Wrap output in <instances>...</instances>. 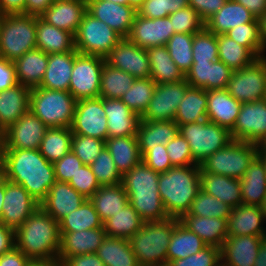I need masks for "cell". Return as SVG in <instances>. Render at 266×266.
Returning a JSON list of instances; mask_svg holds the SVG:
<instances>
[{"label": "cell", "mask_w": 266, "mask_h": 266, "mask_svg": "<svg viewBox=\"0 0 266 266\" xmlns=\"http://www.w3.org/2000/svg\"><path fill=\"white\" fill-rule=\"evenodd\" d=\"M1 172L41 203L56 182L54 164L39 149H2Z\"/></svg>", "instance_id": "obj_1"}, {"label": "cell", "mask_w": 266, "mask_h": 266, "mask_svg": "<svg viewBox=\"0 0 266 266\" xmlns=\"http://www.w3.org/2000/svg\"><path fill=\"white\" fill-rule=\"evenodd\" d=\"M60 245L59 222L41 207L15 231V246L32 262L57 264Z\"/></svg>", "instance_id": "obj_2"}, {"label": "cell", "mask_w": 266, "mask_h": 266, "mask_svg": "<svg viewBox=\"0 0 266 266\" xmlns=\"http://www.w3.org/2000/svg\"><path fill=\"white\" fill-rule=\"evenodd\" d=\"M159 174L141 161L122 175L121 184L129 203L143 221H162L169 218L159 195Z\"/></svg>", "instance_id": "obj_3"}, {"label": "cell", "mask_w": 266, "mask_h": 266, "mask_svg": "<svg viewBox=\"0 0 266 266\" xmlns=\"http://www.w3.org/2000/svg\"><path fill=\"white\" fill-rule=\"evenodd\" d=\"M200 165L176 166L159 174L158 190L169 217L188 213L200 191Z\"/></svg>", "instance_id": "obj_4"}, {"label": "cell", "mask_w": 266, "mask_h": 266, "mask_svg": "<svg viewBox=\"0 0 266 266\" xmlns=\"http://www.w3.org/2000/svg\"><path fill=\"white\" fill-rule=\"evenodd\" d=\"M178 218L144 221L129 240L141 266H167L168 245Z\"/></svg>", "instance_id": "obj_5"}, {"label": "cell", "mask_w": 266, "mask_h": 266, "mask_svg": "<svg viewBox=\"0 0 266 266\" xmlns=\"http://www.w3.org/2000/svg\"><path fill=\"white\" fill-rule=\"evenodd\" d=\"M77 101L69 91L31 89L29 110L48 128H71Z\"/></svg>", "instance_id": "obj_6"}, {"label": "cell", "mask_w": 266, "mask_h": 266, "mask_svg": "<svg viewBox=\"0 0 266 266\" xmlns=\"http://www.w3.org/2000/svg\"><path fill=\"white\" fill-rule=\"evenodd\" d=\"M37 17L24 13L3 16L0 30V57L14 62L27 51L37 48Z\"/></svg>", "instance_id": "obj_7"}, {"label": "cell", "mask_w": 266, "mask_h": 266, "mask_svg": "<svg viewBox=\"0 0 266 266\" xmlns=\"http://www.w3.org/2000/svg\"><path fill=\"white\" fill-rule=\"evenodd\" d=\"M257 155L256 144L231 140L200 164V172L220 174L240 180Z\"/></svg>", "instance_id": "obj_8"}, {"label": "cell", "mask_w": 266, "mask_h": 266, "mask_svg": "<svg viewBox=\"0 0 266 266\" xmlns=\"http://www.w3.org/2000/svg\"><path fill=\"white\" fill-rule=\"evenodd\" d=\"M178 133L190 145L193 162L200 165L210 155L231 142L230 131L208 119L178 125Z\"/></svg>", "instance_id": "obj_9"}, {"label": "cell", "mask_w": 266, "mask_h": 266, "mask_svg": "<svg viewBox=\"0 0 266 266\" xmlns=\"http://www.w3.org/2000/svg\"><path fill=\"white\" fill-rule=\"evenodd\" d=\"M75 49L78 53L106 58L123 39L115 30L101 20L85 12L75 34Z\"/></svg>", "instance_id": "obj_10"}, {"label": "cell", "mask_w": 266, "mask_h": 266, "mask_svg": "<svg viewBox=\"0 0 266 266\" xmlns=\"http://www.w3.org/2000/svg\"><path fill=\"white\" fill-rule=\"evenodd\" d=\"M105 59L77 53L70 78L69 92L76 101L100 97L102 69Z\"/></svg>", "instance_id": "obj_11"}, {"label": "cell", "mask_w": 266, "mask_h": 266, "mask_svg": "<svg viewBox=\"0 0 266 266\" xmlns=\"http://www.w3.org/2000/svg\"><path fill=\"white\" fill-rule=\"evenodd\" d=\"M226 90L241 103L265 99L266 56L248 67L233 71Z\"/></svg>", "instance_id": "obj_12"}, {"label": "cell", "mask_w": 266, "mask_h": 266, "mask_svg": "<svg viewBox=\"0 0 266 266\" xmlns=\"http://www.w3.org/2000/svg\"><path fill=\"white\" fill-rule=\"evenodd\" d=\"M190 85L186 80L157 84L147 109L140 120L174 121L179 103Z\"/></svg>", "instance_id": "obj_13"}, {"label": "cell", "mask_w": 266, "mask_h": 266, "mask_svg": "<svg viewBox=\"0 0 266 266\" xmlns=\"http://www.w3.org/2000/svg\"><path fill=\"white\" fill-rule=\"evenodd\" d=\"M71 130L73 134L106 141L108 127L103 99L99 97L77 101Z\"/></svg>", "instance_id": "obj_14"}, {"label": "cell", "mask_w": 266, "mask_h": 266, "mask_svg": "<svg viewBox=\"0 0 266 266\" xmlns=\"http://www.w3.org/2000/svg\"><path fill=\"white\" fill-rule=\"evenodd\" d=\"M39 207L40 203L23 186L5 178L2 224L16 231Z\"/></svg>", "instance_id": "obj_15"}, {"label": "cell", "mask_w": 266, "mask_h": 266, "mask_svg": "<svg viewBox=\"0 0 266 266\" xmlns=\"http://www.w3.org/2000/svg\"><path fill=\"white\" fill-rule=\"evenodd\" d=\"M48 127L30 110L2 133V149H39Z\"/></svg>", "instance_id": "obj_16"}, {"label": "cell", "mask_w": 266, "mask_h": 266, "mask_svg": "<svg viewBox=\"0 0 266 266\" xmlns=\"http://www.w3.org/2000/svg\"><path fill=\"white\" fill-rule=\"evenodd\" d=\"M230 134L232 140L257 144L266 135V100L242 103Z\"/></svg>", "instance_id": "obj_17"}, {"label": "cell", "mask_w": 266, "mask_h": 266, "mask_svg": "<svg viewBox=\"0 0 266 266\" xmlns=\"http://www.w3.org/2000/svg\"><path fill=\"white\" fill-rule=\"evenodd\" d=\"M111 67L125 71L134 78H150V62L146 49L123 38L105 58Z\"/></svg>", "instance_id": "obj_18"}, {"label": "cell", "mask_w": 266, "mask_h": 266, "mask_svg": "<svg viewBox=\"0 0 266 266\" xmlns=\"http://www.w3.org/2000/svg\"><path fill=\"white\" fill-rule=\"evenodd\" d=\"M173 34L169 17L151 19L136 14L126 38L139 47L148 49L166 45Z\"/></svg>", "instance_id": "obj_19"}, {"label": "cell", "mask_w": 266, "mask_h": 266, "mask_svg": "<svg viewBox=\"0 0 266 266\" xmlns=\"http://www.w3.org/2000/svg\"><path fill=\"white\" fill-rule=\"evenodd\" d=\"M87 11L115 30L123 38L130 33L137 10L130 5H121L105 0H86Z\"/></svg>", "instance_id": "obj_20"}, {"label": "cell", "mask_w": 266, "mask_h": 266, "mask_svg": "<svg viewBox=\"0 0 266 266\" xmlns=\"http://www.w3.org/2000/svg\"><path fill=\"white\" fill-rule=\"evenodd\" d=\"M86 11V0H54L39 17L47 24L68 31L75 36Z\"/></svg>", "instance_id": "obj_21"}, {"label": "cell", "mask_w": 266, "mask_h": 266, "mask_svg": "<svg viewBox=\"0 0 266 266\" xmlns=\"http://www.w3.org/2000/svg\"><path fill=\"white\" fill-rule=\"evenodd\" d=\"M61 245L57 264H62L68 257L96 253L106 237L104 226L96 229L74 232H60Z\"/></svg>", "instance_id": "obj_22"}, {"label": "cell", "mask_w": 266, "mask_h": 266, "mask_svg": "<svg viewBox=\"0 0 266 266\" xmlns=\"http://www.w3.org/2000/svg\"><path fill=\"white\" fill-rule=\"evenodd\" d=\"M266 237L253 235L227 237L221 250V261L226 266H254L261 243Z\"/></svg>", "instance_id": "obj_23"}, {"label": "cell", "mask_w": 266, "mask_h": 266, "mask_svg": "<svg viewBox=\"0 0 266 266\" xmlns=\"http://www.w3.org/2000/svg\"><path fill=\"white\" fill-rule=\"evenodd\" d=\"M86 199L68 182L56 181L40 203V207L60 222L66 215L78 209Z\"/></svg>", "instance_id": "obj_24"}, {"label": "cell", "mask_w": 266, "mask_h": 266, "mask_svg": "<svg viewBox=\"0 0 266 266\" xmlns=\"http://www.w3.org/2000/svg\"><path fill=\"white\" fill-rule=\"evenodd\" d=\"M264 222L266 223V220L260 206L240 204L231 209L227 219V235L266 237Z\"/></svg>", "instance_id": "obj_25"}, {"label": "cell", "mask_w": 266, "mask_h": 266, "mask_svg": "<svg viewBox=\"0 0 266 266\" xmlns=\"http://www.w3.org/2000/svg\"><path fill=\"white\" fill-rule=\"evenodd\" d=\"M102 99L107 117L108 138L136 135L140 117L121 99Z\"/></svg>", "instance_id": "obj_26"}, {"label": "cell", "mask_w": 266, "mask_h": 266, "mask_svg": "<svg viewBox=\"0 0 266 266\" xmlns=\"http://www.w3.org/2000/svg\"><path fill=\"white\" fill-rule=\"evenodd\" d=\"M241 104L226 89L208 90L207 119L231 131L235 126Z\"/></svg>", "instance_id": "obj_27"}, {"label": "cell", "mask_w": 266, "mask_h": 266, "mask_svg": "<svg viewBox=\"0 0 266 266\" xmlns=\"http://www.w3.org/2000/svg\"><path fill=\"white\" fill-rule=\"evenodd\" d=\"M31 88L17 84L0 91V134L29 110Z\"/></svg>", "instance_id": "obj_28"}, {"label": "cell", "mask_w": 266, "mask_h": 266, "mask_svg": "<svg viewBox=\"0 0 266 266\" xmlns=\"http://www.w3.org/2000/svg\"><path fill=\"white\" fill-rule=\"evenodd\" d=\"M258 19L243 5L234 0H227L225 4L205 22V28L216 34L225 35L230 29Z\"/></svg>", "instance_id": "obj_29"}, {"label": "cell", "mask_w": 266, "mask_h": 266, "mask_svg": "<svg viewBox=\"0 0 266 266\" xmlns=\"http://www.w3.org/2000/svg\"><path fill=\"white\" fill-rule=\"evenodd\" d=\"M200 187L202 191L224 202L230 208L243 204L239 179L200 172Z\"/></svg>", "instance_id": "obj_30"}, {"label": "cell", "mask_w": 266, "mask_h": 266, "mask_svg": "<svg viewBox=\"0 0 266 266\" xmlns=\"http://www.w3.org/2000/svg\"><path fill=\"white\" fill-rule=\"evenodd\" d=\"M77 50L48 54V65L39 87L51 90L69 91L70 78Z\"/></svg>", "instance_id": "obj_31"}, {"label": "cell", "mask_w": 266, "mask_h": 266, "mask_svg": "<svg viewBox=\"0 0 266 266\" xmlns=\"http://www.w3.org/2000/svg\"><path fill=\"white\" fill-rule=\"evenodd\" d=\"M243 204L260 206L266 197L265 158L257 155L240 179Z\"/></svg>", "instance_id": "obj_32"}, {"label": "cell", "mask_w": 266, "mask_h": 266, "mask_svg": "<svg viewBox=\"0 0 266 266\" xmlns=\"http://www.w3.org/2000/svg\"><path fill=\"white\" fill-rule=\"evenodd\" d=\"M18 83L29 88L39 87L44 78L48 54L35 48L14 61Z\"/></svg>", "instance_id": "obj_33"}, {"label": "cell", "mask_w": 266, "mask_h": 266, "mask_svg": "<svg viewBox=\"0 0 266 266\" xmlns=\"http://www.w3.org/2000/svg\"><path fill=\"white\" fill-rule=\"evenodd\" d=\"M177 134L178 124L175 121L140 120L136 137L141 156L156 145H166Z\"/></svg>", "instance_id": "obj_34"}, {"label": "cell", "mask_w": 266, "mask_h": 266, "mask_svg": "<svg viewBox=\"0 0 266 266\" xmlns=\"http://www.w3.org/2000/svg\"><path fill=\"white\" fill-rule=\"evenodd\" d=\"M179 221L199 236L207 246L222 247L227 235V219L183 215Z\"/></svg>", "instance_id": "obj_35"}, {"label": "cell", "mask_w": 266, "mask_h": 266, "mask_svg": "<svg viewBox=\"0 0 266 266\" xmlns=\"http://www.w3.org/2000/svg\"><path fill=\"white\" fill-rule=\"evenodd\" d=\"M36 44L37 48L46 54L76 50L75 37L72 33L47 24L40 17H37Z\"/></svg>", "instance_id": "obj_36"}, {"label": "cell", "mask_w": 266, "mask_h": 266, "mask_svg": "<svg viewBox=\"0 0 266 266\" xmlns=\"http://www.w3.org/2000/svg\"><path fill=\"white\" fill-rule=\"evenodd\" d=\"M150 62V78L156 84L185 80V75L170 57L166 45L146 49Z\"/></svg>", "instance_id": "obj_37"}, {"label": "cell", "mask_w": 266, "mask_h": 266, "mask_svg": "<svg viewBox=\"0 0 266 266\" xmlns=\"http://www.w3.org/2000/svg\"><path fill=\"white\" fill-rule=\"evenodd\" d=\"M105 147L109 150L121 175L142 161L136 135L107 138Z\"/></svg>", "instance_id": "obj_38"}, {"label": "cell", "mask_w": 266, "mask_h": 266, "mask_svg": "<svg viewBox=\"0 0 266 266\" xmlns=\"http://www.w3.org/2000/svg\"><path fill=\"white\" fill-rule=\"evenodd\" d=\"M207 119V91L189 86L179 103L174 121L178 124L195 123Z\"/></svg>", "instance_id": "obj_39"}, {"label": "cell", "mask_w": 266, "mask_h": 266, "mask_svg": "<svg viewBox=\"0 0 266 266\" xmlns=\"http://www.w3.org/2000/svg\"><path fill=\"white\" fill-rule=\"evenodd\" d=\"M96 254L106 266H141L125 238L106 236Z\"/></svg>", "instance_id": "obj_40"}, {"label": "cell", "mask_w": 266, "mask_h": 266, "mask_svg": "<svg viewBox=\"0 0 266 266\" xmlns=\"http://www.w3.org/2000/svg\"><path fill=\"white\" fill-rule=\"evenodd\" d=\"M90 201L103 223L129 203L122 184L100 186Z\"/></svg>", "instance_id": "obj_41"}, {"label": "cell", "mask_w": 266, "mask_h": 266, "mask_svg": "<svg viewBox=\"0 0 266 266\" xmlns=\"http://www.w3.org/2000/svg\"><path fill=\"white\" fill-rule=\"evenodd\" d=\"M206 246L199 236L178 221L168 245L167 264L172 260L183 259L193 255Z\"/></svg>", "instance_id": "obj_42"}, {"label": "cell", "mask_w": 266, "mask_h": 266, "mask_svg": "<svg viewBox=\"0 0 266 266\" xmlns=\"http://www.w3.org/2000/svg\"><path fill=\"white\" fill-rule=\"evenodd\" d=\"M143 222L137 211L128 203L122 210L108 218L103 226L106 236L129 240L142 228Z\"/></svg>", "instance_id": "obj_43"}, {"label": "cell", "mask_w": 266, "mask_h": 266, "mask_svg": "<svg viewBox=\"0 0 266 266\" xmlns=\"http://www.w3.org/2000/svg\"><path fill=\"white\" fill-rule=\"evenodd\" d=\"M72 137L71 128H48L41 140L39 151L48 162L54 164L71 151Z\"/></svg>", "instance_id": "obj_44"}, {"label": "cell", "mask_w": 266, "mask_h": 266, "mask_svg": "<svg viewBox=\"0 0 266 266\" xmlns=\"http://www.w3.org/2000/svg\"><path fill=\"white\" fill-rule=\"evenodd\" d=\"M217 44L218 60L224 62L232 71L248 67L258 59L247 47L226 35H217Z\"/></svg>", "instance_id": "obj_45"}, {"label": "cell", "mask_w": 266, "mask_h": 266, "mask_svg": "<svg viewBox=\"0 0 266 266\" xmlns=\"http://www.w3.org/2000/svg\"><path fill=\"white\" fill-rule=\"evenodd\" d=\"M60 232H74L103 227L93 203L86 199L81 206L66 215L60 222Z\"/></svg>", "instance_id": "obj_46"}, {"label": "cell", "mask_w": 266, "mask_h": 266, "mask_svg": "<svg viewBox=\"0 0 266 266\" xmlns=\"http://www.w3.org/2000/svg\"><path fill=\"white\" fill-rule=\"evenodd\" d=\"M135 79L131 74L111 67L105 62L101 75L100 98L120 99Z\"/></svg>", "instance_id": "obj_47"}, {"label": "cell", "mask_w": 266, "mask_h": 266, "mask_svg": "<svg viewBox=\"0 0 266 266\" xmlns=\"http://www.w3.org/2000/svg\"><path fill=\"white\" fill-rule=\"evenodd\" d=\"M156 83L151 78L135 79L133 85L120 98L139 117L145 112L153 96Z\"/></svg>", "instance_id": "obj_48"}, {"label": "cell", "mask_w": 266, "mask_h": 266, "mask_svg": "<svg viewBox=\"0 0 266 266\" xmlns=\"http://www.w3.org/2000/svg\"><path fill=\"white\" fill-rule=\"evenodd\" d=\"M193 35L194 34L175 33L166 44L170 57L184 75H186L193 64Z\"/></svg>", "instance_id": "obj_49"}, {"label": "cell", "mask_w": 266, "mask_h": 266, "mask_svg": "<svg viewBox=\"0 0 266 266\" xmlns=\"http://www.w3.org/2000/svg\"><path fill=\"white\" fill-rule=\"evenodd\" d=\"M231 209L224 202L200 189L189 212L184 215L228 219Z\"/></svg>", "instance_id": "obj_50"}, {"label": "cell", "mask_w": 266, "mask_h": 266, "mask_svg": "<svg viewBox=\"0 0 266 266\" xmlns=\"http://www.w3.org/2000/svg\"><path fill=\"white\" fill-rule=\"evenodd\" d=\"M225 35L238 44L247 47L258 59L265 57L259 22L238 25L230 29Z\"/></svg>", "instance_id": "obj_51"}, {"label": "cell", "mask_w": 266, "mask_h": 266, "mask_svg": "<svg viewBox=\"0 0 266 266\" xmlns=\"http://www.w3.org/2000/svg\"><path fill=\"white\" fill-rule=\"evenodd\" d=\"M89 166L100 186L121 184L122 175L106 147Z\"/></svg>", "instance_id": "obj_52"}, {"label": "cell", "mask_w": 266, "mask_h": 266, "mask_svg": "<svg viewBox=\"0 0 266 266\" xmlns=\"http://www.w3.org/2000/svg\"><path fill=\"white\" fill-rule=\"evenodd\" d=\"M193 62L218 60L217 35L206 28L193 35Z\"/></svg>", "instance_id": "obj_53"}, {"label": "cell", "mask_w": 266, "mask_h": 266, "mask_svg": "<svg viewBox=\"0 0 266 266\" xmlns=\"http://www.w3.org/2000/svg\"><path fill=\"white\" fill-rule=\"evenodd\" d=\"M168 17L174 33L196 34L205 28V22L198 12L190 6L177 10Z\"/></svg>", "instance_id": "obj_54"}, {"label": "cell", "mask_w": 266, "mask_h": 266, "mask_svg": "<svg viewBox=\"0 0 266 266\" xmlns=\"http://www.w3.org/2000/svg\"><path fill=\"white\" fill-rule=\"evenodd\" d=\"M104 147V140L73 134L71 150L84 165H90Z\"/></svg>", "instance_id": "obj_55"}, {"label": "cell", "mask_w": 266, "mask_h": 266, "mask_svg": "<svg viewBox=\"0 0 266 266\" xmlns=\"http://www.w3.org/2000/svg\"><path fill=\"white\" fill-rule=\"evenodd\" d=\"M189 6L188 0H146L137 14L151 19L165 18L177 10Z\"/></svg>", "instance_id": "obj_56"}, {"label": "cell", "mask_w": 266, "mask_h": 266, "mask_svg": "<svg viewBox=\"0 0 266 266\" xmlns=\"http://www.w3.org/2000/svg\"><path fill=\"white\" fill-rule=\"evenodd\" d=\"M221 262V250L215 246H206L201 251L183 259L170 261L167 266H216Z\"/></svg>", "instance_id": "obj_57"}, {"label": "cell", "mask_w": 266, "mask_h": 266, "mask_svg": "<svg viewBox=\"0 0 266 266\" xmlns=\"http://www.w3.org/2000/svg\"><path fill=\"white\" fill-rule=\"evenodd\" d=\"M165 146L173 167L196 165L189 143L179 133Z\"/></svg>", "instance_id": "obj_58"}, {"label": "cell", "mask_w": 266, "mask_h": 266, "mask_svg": "<svg viewBox=\"0 0 266 266\" xmlns=\"http://www.w3.org/2000/svg\"><path fill=\"white\" fill-rule=\"evenodd\" d=\"M68 183L87 199H90L100 187L89 165H82Z\"/></svg>", "instance_id": "obj_59"}, {"label": "cell", "mask_w": 266, "mask_h": 266, "mask_svg": "<svg viewBox=\"0 0 266 266\" xmlns=\"http://www.w3.org/2000/svg\"><path fill=\"white\" fill-rule=\"evenodd\" d=\"M207 62H193L190 70L185 75V80L191 87L203 88L204 90H210V73L211 63Z\"/></svg>", "instance_id": "obj_60"}, {"label": "cell", "mask_w": 266, "mask_h": 266, "mask_svg": "<svg viewBox=\"0 0 266 266\" xmlns=\"http://www.w3.org/2000/svg\"><path fill=\"white\" fill-rule=\"evenodd\" d=\"M82 165V161L71 150L54 163L56 181L69 182Z\"/></svg>", "instance_id": "obj_61"}, {"label": "cell", "mask_w": 266, "mask_h": 266, "mask_svg": "<svg viewBox=\"0 0 266 266\" xmlns=\"http://www.w3.org/2000/svg\"><path fill=\"white\" fill-rule=\"evenodd\" d=\"M142 161L152 170L159 173H164L173 167L166 146L162 144L149 149L142 156Z\"/></svg>", "instance_id": "obj_62"}, {"label": "cell", "mask_w": 266, "mask_h": 266, "mask_svg": "<svg viewBox=\"0 0 266 266\" xmlns=\"http://www.w3.org/2000/svg\"><path fill=\"white\" fill-rule=\"evenodd\" d=\"M232 70L222 61L211 63L210 90L226 89L232 75Z\"/></svg>", "instance_id": "obj_63"}, {"label": "cell", "mask_w": 266, "mask_h": 266, "mask_svg": "<svg viewBox=\"0 0 266 266\" xmlns=\"http://www.w3.org/2000/svg\"><path fill=\"white\" fill-rule=\"evenodd\" d=\"M189 6L194 8L201 19L206 22L227 0H188Z\"/></svg>", "instance_id": "obj_64"}, {"label": "cell", "mask_w": 266, "mask_h": 266, "mask_svg": "<svg viewBox=\"0 0 266 266\" xmlns=\"http://www.w3.org/2000/svg\"><path fill=\"white\" fill-rule=\"evenodd\" d=\"M17 84L19 83L14 62L0 57V91L7 90Z\"/></svg>", "instance_id": "obj_65"}, {"label": "cell", "mask_w": 266, "mask_h": 266, "mask_svg": "<svg viewBox=\"0 0 266 266\" xmlns=\"http://www.w3.org/2000/svg\"><path fill=\"white\" fill-rule=\"evenodd\" d=\"M31 262L16 246L0 255V266H28Z\"/></svg>", "instance_id": "obj_66"}, {"label": "cell", "mask_w": 266, "mask_h": 266, "mask_svg": "<svg viewBox=\"0 0 266 266\" xmlns=\"http://www.w3.org/2000/svg\"><path fill=\"white\" fill-rule=\"evenodd\" d=\"M61 266H106L96 253L68 257Z\"/></svg>", "instance_id": "obj_67"}, {"label": "cell", "mask_w": 266, "mask_h": 266, "mask_svg": "<svg viewBox=\"0 0 266 266\" xmlns=\"http://www.w3.org/2000/svg\"><path fill=\"white\" fill-rule=\"evenodd\" d=\"M15 247V231L0 223V255Z\"/></svg>", "instance_id": "obj_68"}, {"label": "cell", "mask_w": 266, "mask_h": 266, "mask_svg": "<svg viewBox=\"0 0 266 266\" xmlns=\"http://www.w3.org/2000/svg\"><path fill=\"white\" fill-rule=\"evenodd\" d=\"M54 2V0H26L25 14L41 16Z\"/></svg>", "instance_id": "obj_69"}, {"label": "cell", "mask_w": 266, "mask_h": 266, "mask_svg": "<svg viewBox=\"0 0 266 266\" xmlns=\"http://www.w3.org/2000/svg\"><path fill=\"white\" fill-rule=\"evenodd\" d=\"M26 0H0V12L7 14H25Z\"/></svg>", "instance_id": "obj_70"}, {"label": "cell", "mask_w": 266, "mask_h": 266, "mask_svg": "<svg viewBox=\"0 0 266 266\" xmlns=\"http://www.w3.org/2000/svg\"><path fill=\"white\" fill-rule=\"evenodd\" d=\"M243 5L257 19L266 13V0H234Z\"/></svg>", "instance_id": "obj_71"}, {"label": "cell", "mask_w": 266, "mask_h": 266, "mask_svg": "<svg viewBox=\"0 0 266 266\" xmlns=\"http://www.w3.org/2000/svg\"><path fill=\"white\" fill-rule=\"evenodd\" d=\"M254 266H266V239L261 243Z\"/></svg>", "instance_id": "obj_72"}, {"label": "cell", "mask_w": 266, "mask_h": 266, "mask_svg": "<svg viewBox=\"0 0 266 266\" xmlns=\"http://www.w3.org/2000/svg\"><path fill=\"white\" fill-rule=\"evenodd\" d=\"M259 29H260V37L263 43L264 49H266V13L258 18Z\"/></svg>", "instance_id": "obj_73"}, {"label": "cell", "mask_w": 266, "mask_h": 266, "mask_svg": "<svg viewBox=\"0 0 266 266\" xmlns=\"http://www.w3.org/2000/svg\"><path fill=\"white\" fill-rule=\"evenodd\" d=\"M5 195V176L0 171V223H2V207Z\"/></svg>", "instance_id": "obj_74"}, {"label": "cell", "mask_w": 266, "mask_h": 266, "mask_svg": "<svg viewBox=\"0 0 266 266\" xmlns=\"http://www.w3.org/2000/svg\"><path fill=\"white\" fill-rule=\"evenodd\" d=\"M258 155L266 158V135L263 136L256 144Z\"/></svg>", "instance_id": "obj_75"}, {"label": "cell", "mask_w": 266, "mask_h": 266, "mask_svg": "<svg viewBox=\"0 0 266 266\" xmlns=\"http://www.w3.org/2000/svg\"><path fill=\"white\" fill-rule=\"evenodd\" d=\"M145 1L146 0H129V5L137 10L143 5Z\"/></svg>", "instance_id": "obj_76"}, {"label": "cell", "mask_w": 266, "mask_h": 266, "mask_svg": "<svg viewBox=\"0 0 266 266\" xmlns=\"http://www.w3.org/2000/svg\"><path fill=\"white\" fill-rule=\"evenodd\" d=\"M105 1L113 2V3H117L121 5H129V0H105Z\"/></svg>", "instance_id": "obj_77"}, {"label": "cell", "mask_w": 266, "mask_h": 266, "mask_svg": "<svg viewBox=\"0 0 266 266\" xmlns=\"http://www.w3.org/2000/svg\"><path fill=\"white\" fill-rule=\"evenodd\" d=\"M260 209L263 212L265 220H266V197L263 199V202L260 205Z\"/></svg>", "instance_id": "obj_78"}, {"label": "cell", "mask_w": 266, "mask_h": 266, "mask_svg": "<svg viewBox=\"0 0 266 266\" xmlns=\"http://www.w3.org/2000/svg\"><path fill=\"white\" fill-rule=\"evenodd\" d=\"M50 264L45 262H31L28 266H49Z\"/></svg>", "instance_id": "obj_79"}, {"label": "cell", "mask_w": 266, "mask_h": 266, "mask_svg": "<svg viewBox=\"0 0 266 266\" xmlns=\"http://www.w3.org/2000/svg\"><path fill=\"white\" fill-rule=\"evenodd\" d=\"M2 134H0V171H1V160H2Z\"/></svg>", "instance_id": "obj_80"}]
</instances>
